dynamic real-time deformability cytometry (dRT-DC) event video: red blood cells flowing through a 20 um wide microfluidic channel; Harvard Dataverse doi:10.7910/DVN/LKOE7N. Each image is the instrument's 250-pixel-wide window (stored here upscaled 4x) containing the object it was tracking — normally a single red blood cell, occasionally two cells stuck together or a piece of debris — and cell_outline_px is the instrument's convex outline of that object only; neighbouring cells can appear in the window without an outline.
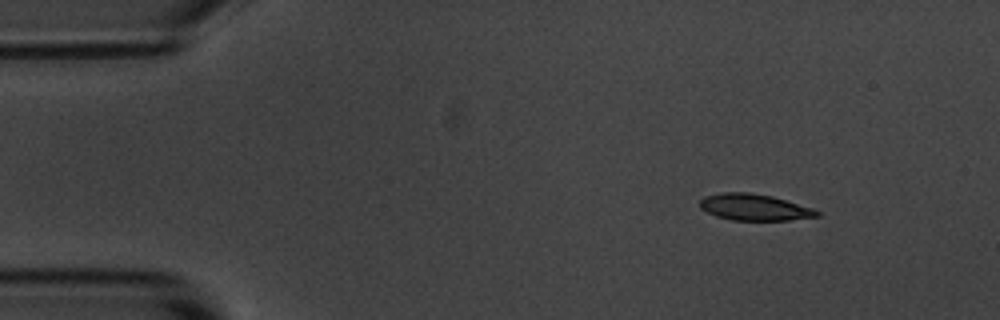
{"species": "common noctule bat (a hibernating species)", "species_latin": "Nyctalus noctula", "temperature_condition": "room temperature", "stored_images_in_passage": 5, "camera_frame_rate_fps": 3000, "um_per_image_px": 0.085, "animal": {"sex": "male", "body_mass_g": 20.1, "forearm_length_mm": 53.5}, "frame": {"image": 1, "passage_image": 1, "time_ms": 0.0, "image_size_px": [1000, 320], "cell_outline_px": [[820, 216], [788, 220], [732, 220], [716, 216], [700, 208], [700, 200], [704, 196], [720, 192], [752, 192], [772, 196], [812, 208], [820, 212]], "centroid_in_image_um": [64.1, 17.61], "position_along_channel_um": 20.9, "area_um2": 18.03}}
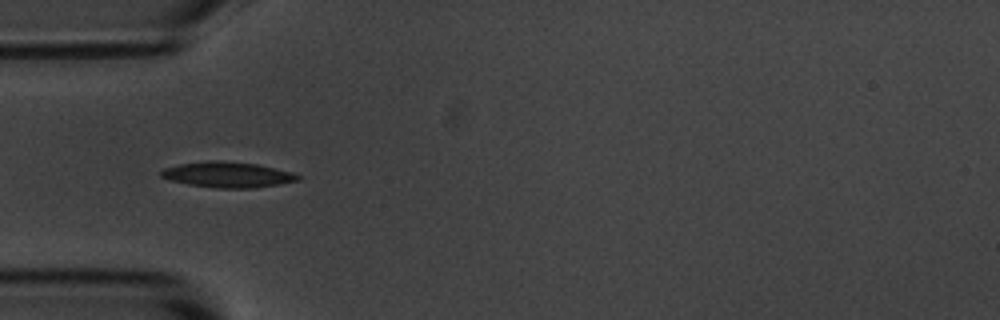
{"frame": {"image": 2, "passage_image": 4, "time_ms": 3.333, "image_size_px": [1000, 320], "cell_outline_px": [[300, 180], [280, 184], [252, 188], [216, 188], [188, 184], [172, 180], [160, 176], [160, 172], [164, 168], [180, 164], [208, 160], [220, 160], [256, 164], [292, 172], [300, 176]], "centroid_in_image_um": [19.35, 14.84], "position_along_channel_um": 65.6, "area_um2": 20.29}}